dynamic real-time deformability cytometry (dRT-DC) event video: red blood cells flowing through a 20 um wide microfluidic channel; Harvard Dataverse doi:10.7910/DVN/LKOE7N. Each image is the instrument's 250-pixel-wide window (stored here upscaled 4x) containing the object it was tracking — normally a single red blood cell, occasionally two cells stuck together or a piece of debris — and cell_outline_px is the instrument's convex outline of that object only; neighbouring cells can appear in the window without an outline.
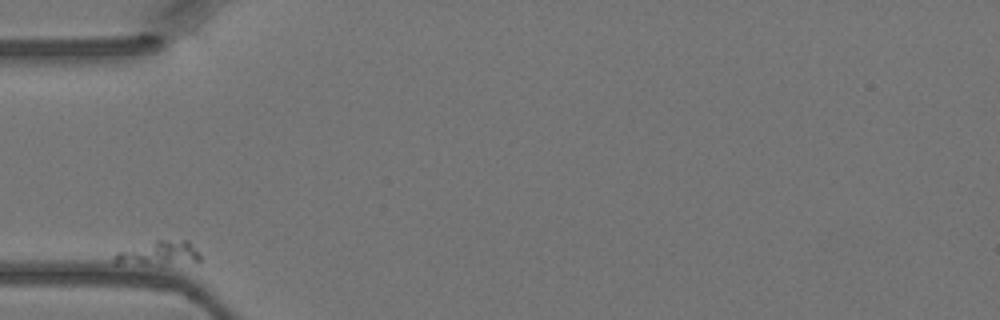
{"species": "Egyptian fruit bat (a non-hibernating species)", "species_latin": "Rousettus aegyptiacus", "temperature_condition": "warm", "stored_images_in_passage": 2, "camera_frame_rate_fps": 3000, "um_per_image_px": 0.085, "animal": {"sex": "female"}, "frame": {"image": 1, "passage_image": 1, "time_ms": 0.0, "image_size_px": [1000, 320], "cell_outline_px": [[200, 260], [164, 264], [116, 264], [112, 260], [116, 252], [156, 240], [188, 240], [200, 252]], "centroid_in_image_um": [13.48, 21.52], "position_along_channel_um": 71.5, "area_um2": 11.96}}